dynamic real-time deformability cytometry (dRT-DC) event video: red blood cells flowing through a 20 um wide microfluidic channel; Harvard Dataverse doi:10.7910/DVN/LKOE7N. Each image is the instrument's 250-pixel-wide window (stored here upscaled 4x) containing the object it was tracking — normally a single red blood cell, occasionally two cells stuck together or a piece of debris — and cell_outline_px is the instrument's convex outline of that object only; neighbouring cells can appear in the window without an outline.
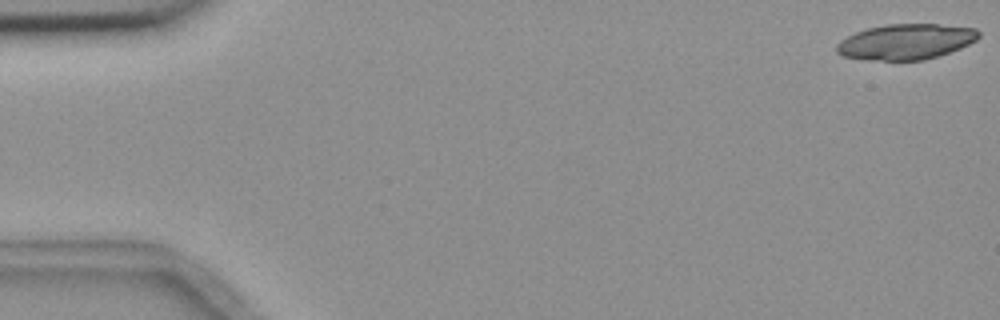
{"species": "common noctule bat (a hibernating species)", "species_latin": "Nyctalus noctula", "temperature_condition": "room temperature", "stored_images_in_passage": 5, "camera_frame_rate_fps": 3000, "um_per_image_px": 0.085, "animal": {"sex": "female", "body_mass_g": 18.4}, "frame": {"image": 1, "passage_image": 1, "time_ms": 0.0, "image_size_px": [1000, 320], "cell_outline_px": [[980, 36], [976, 40], [960, 48], [924, 60], [868, 60], [844, 56], [836, 52], [836, 44], [840, 40], [856, 32], [868, 28], [888, 24], [936, 24], [976, 28], [980, 32]], "centroid_in_image_um": [76.99, 3.54], "position_along_channel_um": 8.0, "area_um2": 29.25}}